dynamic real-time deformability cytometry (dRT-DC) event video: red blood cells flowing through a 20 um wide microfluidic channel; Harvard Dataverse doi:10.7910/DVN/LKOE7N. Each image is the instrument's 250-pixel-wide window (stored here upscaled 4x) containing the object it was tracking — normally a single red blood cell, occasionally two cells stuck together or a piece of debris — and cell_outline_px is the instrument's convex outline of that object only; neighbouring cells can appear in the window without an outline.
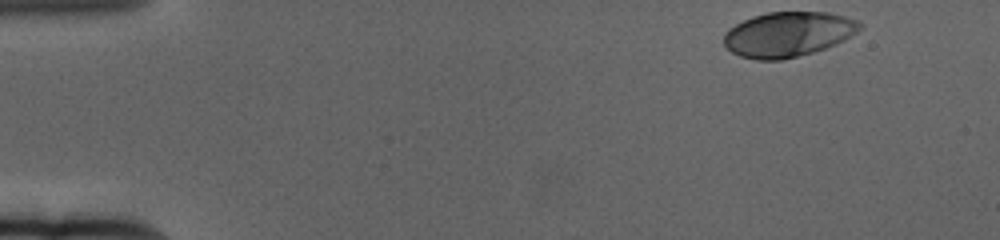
{"species": "human", "species_latin": "Homo sapiens", "temperature_condition": "cold", "stored_images_in_passage": 56, "camera_frame_rate_fps": 3000, "um_per_image_px": 0.085, "donor": {"sex": "female"}, "frame": {"image": 1, "passage_image": 1, "time_ms": 0.0, "image_size_px": [1000, 240], "cell_outline_px": [[864, 28], [844, 40], [824, 48], [812, 52], [780, 60], [756, 60], [740, 56], [732, 52], [724, 44], [724, 32], [728, 28], [752, 16], [768, 12], [828, 12], [844, 16], [856, 20], [864, 24]], "centroid_in_image_um": [66.99, 2.9], "position_along_channel_um": 18.0, "area_um2": 35.6}}
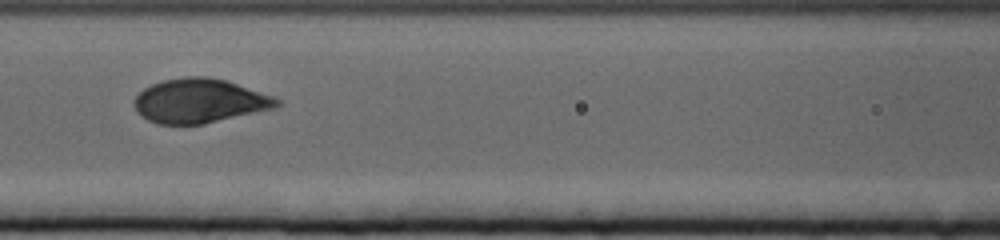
{"frame": {"image": 2, "passage_image": 23, "time_ms": 7.333, "image_size_px": [1000, 240], "cell_outline_px": [[280, 104], [276, 108], [204, 124], [160, 124], [148, 120], [140, 116], [136, 112], [132, 100], [144, 88], [152, 84], [164, 80], [188, 76], [204, 76], [224, 80], [276, 96], [280, 100]], "centroid_in_image_um": [16.97, 8.58], "position_along_channel_um": 149.6, "area_um2": 36.88}}
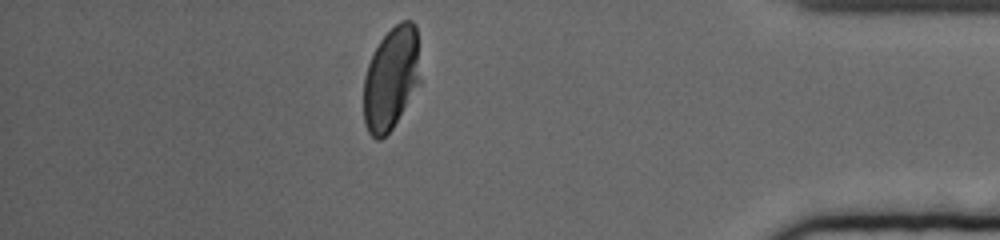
{"frame": {"image": 3, "passage_image": 49, "time_ms": 16.0, "image_size_px": [1000, 240], "cell_outline_px": [[420, 84], [392, 128], [380, 140], [376, 140], [368, 132], [364, 124], [364, 76], [368, 64], [380, 40], [400, 20], [412, 20], [416, 24], [420, 80]], "centroid_in_image_um": [33.25, 6.67], "position_along_channel_um": 402.0, "area_um2": 33.93}, "authors_computed_cell_mechanics": {"area_um2": 36.1828, "velocity_mm_per_s": 3.313, "shape_relaxation_time_tau1_ms": 3.5994, "shape_relaxation_time_tau2_ms": null, "deformation_change_tau1": 0.1787, "deformation_change_tau2": null}}